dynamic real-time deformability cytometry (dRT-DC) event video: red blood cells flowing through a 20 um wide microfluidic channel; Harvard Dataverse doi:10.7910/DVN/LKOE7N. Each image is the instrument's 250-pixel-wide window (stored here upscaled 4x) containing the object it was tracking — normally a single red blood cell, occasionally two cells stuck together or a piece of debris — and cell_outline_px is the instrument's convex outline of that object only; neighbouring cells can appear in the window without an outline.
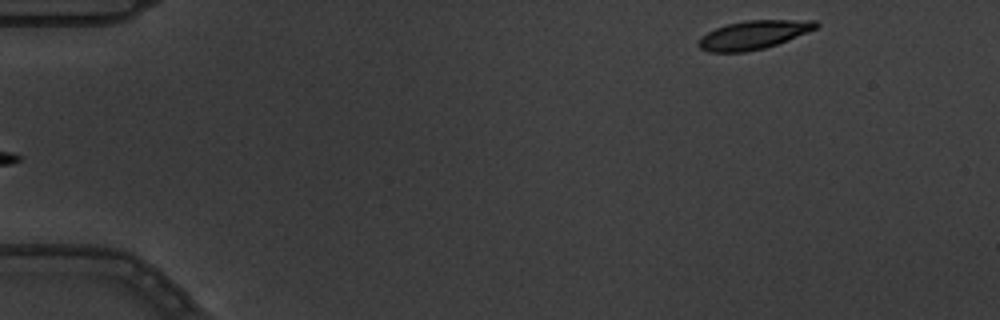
{"species": "common noctule bat (a hibernating species)", "species_latin": "Nyctalus noctula", "temperature_condition": "warm", "stored_images_in_passage": 6, "camera_frame_rate_fps": 3000, "um_per_image_px": 0.085, "animal": {"sex": "male", "body_mass_g": 19.5, "forearm_length_mm": 54.6}, "frame": {"image": 1, "passage_image": 6, "time_ms": 1.667, "image_size_px": [1000, 320], "cell_outline_px": [[820, 24], [816, 28], [776, 44], [764, 48], [744, 52], [708, 52], [700, 48], [696, 44], [700, 36], [716, 28], [728, 24], [748, 20], [816, 20]], "centroid_in_image_um": [64.0, 2.96], "position_along_channel_um": 21.0, "area_um2": 19.36}}